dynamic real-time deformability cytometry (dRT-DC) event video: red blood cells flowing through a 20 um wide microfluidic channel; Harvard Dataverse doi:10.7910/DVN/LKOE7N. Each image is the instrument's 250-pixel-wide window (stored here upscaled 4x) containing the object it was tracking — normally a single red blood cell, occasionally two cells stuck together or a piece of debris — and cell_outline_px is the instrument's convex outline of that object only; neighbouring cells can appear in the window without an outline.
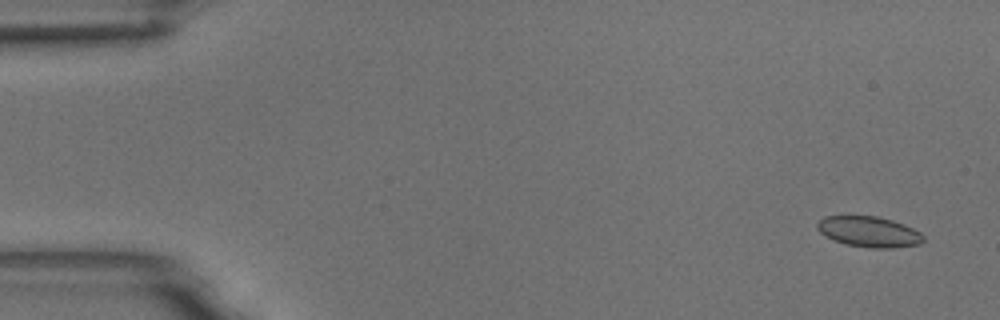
{"species": "common noctule bat (a hibernating species)", "species_latin": "Nyctalus noctula", "temperature_condition": "room temperature", "stored_images_in_passage": 5, "camera_frame_rate_fps": 3000, "um_per_image_px": 0.085, "animal": {"sex": "male", "body_mass_g": 18.8}, "frame": {"image": 1, "passage_image": 1, "time_ms": 0.0, "image_size_px": [1000, 320], "cell_outline_px": [[924, 240], [920, 244], [896, 248], [868, 248], [844, 244], [832, 240], [824, 236], [816, 228], [816, 224], [824, 216], [876, 216], [892, 220], [904, 224], [920, 232], [924, 236]], "centroid_in_image_um": [73.85, 19.71], "position_along_channel_um": 11.2, "area_um2": 19.19}}
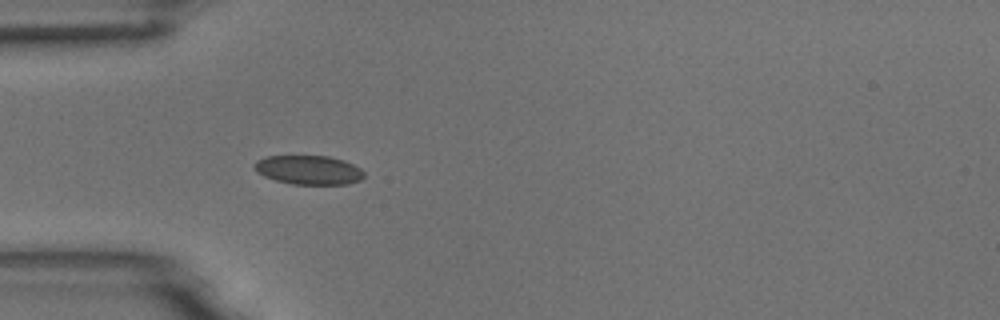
{"frame": {"image": 2, "passage_image": 5, "time_ms": 1.333, "image_size_px": [1000, 320], "cell_outline_px": [[364, 176], [360, 180], [348, 184], [292, 184], [276, 180], [264, 176], [256, 172], [252, 168], [252, 164], [256, 160], [268, 156], [328, 156], [344, 160], [360, 168], [364, 172]], "centroid_in_image_um": [26.2, 14.44], "position_along_channel_um": 58.8, "area_um2": 18.67}}